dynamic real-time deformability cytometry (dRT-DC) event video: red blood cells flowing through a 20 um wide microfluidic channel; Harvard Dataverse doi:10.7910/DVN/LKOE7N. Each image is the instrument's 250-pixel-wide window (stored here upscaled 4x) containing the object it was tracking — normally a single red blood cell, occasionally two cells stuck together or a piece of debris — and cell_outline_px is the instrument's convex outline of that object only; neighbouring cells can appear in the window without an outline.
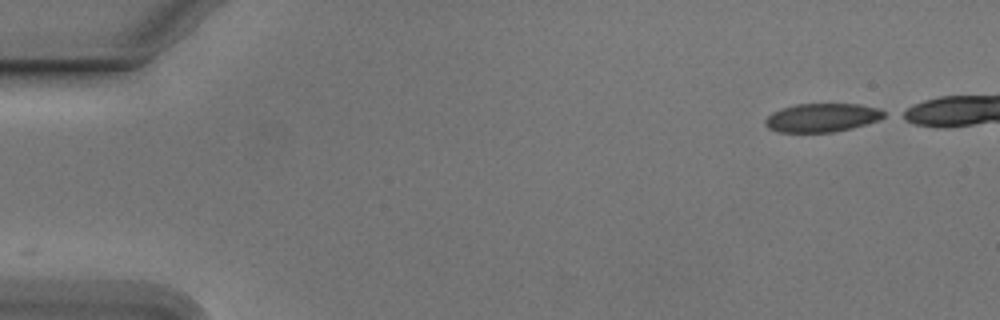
{"species": "Egyptian fruit bat (a non-hibernating species)", "species_latin": "Rousettus aegyptiacus", "temperature_condition": "cold", "stored_images_in_passage": 16, "camera_frame_rate_fps": 3000, "um_per_image_px": 0.085, "animal": {"sex": "male"}, "frame": {"image": 1, "passage_image": 1, "time_ms": 0.0, "image_size_px": [1000, 320], "cell_outline_px": [[888, 116], [880, 120], [852, 128], [832, 132], [776, 132], [768, 128], [764, 124], [764, 120], [772, 112], [780, 108], [796, 104], [860, 104], [880, 108], [888, 112]], "centroid_in_image_um": [69.91, 9.99], "position_along_channel_um": 15.1, "area_um2": 20.17}}
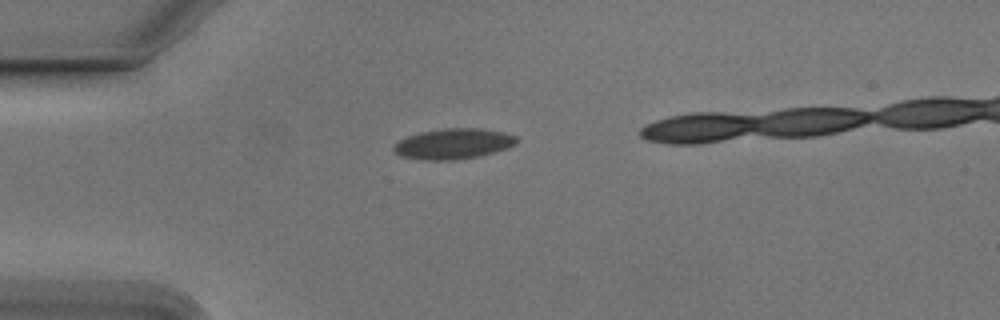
{"frame": {"image": 2, "passage_image": 11, "time_ms": 3.333, "image_size_px": [1000, 320], "cell_outline_px": [[520, 140], [516, 144], [508, 148], [480, 156], [456, 160], [424, 160], [400, 156], [392, 152], [392, 148], [400, 140], [408, 136], [420, 132], [444, 128], [480, 128], [504, 132], [516, 136]], "centroid_in_image_um": [38.55, 12.22], "position_along_channel_um": 46.4, "area_um2": 22.08}}
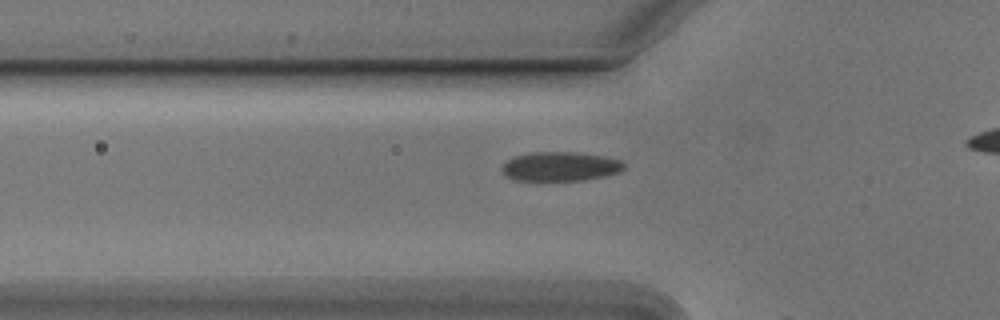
{"frame": {"image": 3, "passage_image": 15, "time_ms": 4.667, "image_size_px": [1000, 320], "cell_outline_px": [[624, 168], [620, 172], [604, 176], [584, 180], [540, 184], [512, 180], [504, 176], [500, 168], [508, 160], [516, 156], [532, 152], [572, 152], [604, 156], [624, 160]], "centroid_in_image_um": [47.56, 14.21], "position_along_channel_um": 78.2, "area_um2": 21.91}}